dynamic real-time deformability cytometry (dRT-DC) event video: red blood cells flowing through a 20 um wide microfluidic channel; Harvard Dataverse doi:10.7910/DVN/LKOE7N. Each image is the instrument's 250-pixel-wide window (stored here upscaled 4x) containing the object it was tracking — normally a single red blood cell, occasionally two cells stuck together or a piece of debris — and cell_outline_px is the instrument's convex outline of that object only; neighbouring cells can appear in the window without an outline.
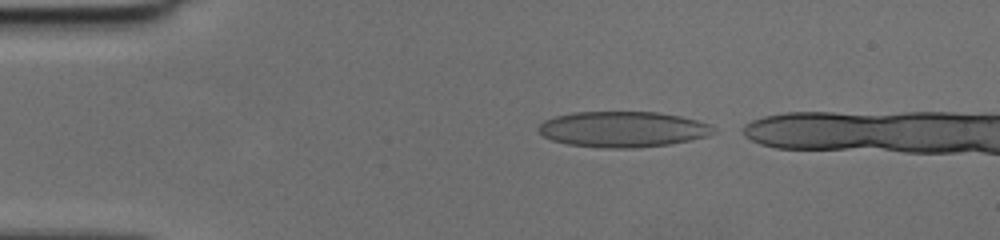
{"species": "human", "species_latin": "Homo sapiens", "temperature_condition": "cold", "stored_images_in_passage": 36, "camera_frame_rate_fps": 3000, "um_per_image_px": 0.085, "donor": {"sex": "female"}, "frame": {"image": 1, "passage_image": 2, "time_ms": 0.333, "image_size_px": [1000, 240], "cell_outline_px": [[716, 132], [708, 136], [692, 140], [668, 144], [636, 148], [600, 148], [568, 144], [552, 140], [544, 136], [540, 132], [540, 124], [544, 120], [556, 116], [572, 112], [656, 112], [680, 116], [696, 120], [708, 124]], "centroid_in_image_um": [52.94, 10.99], "position_along_channel_um": 32.1, "area_um2": 36.3}}
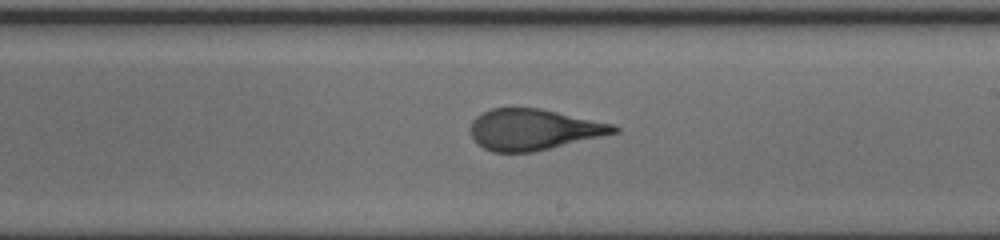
{"frame": {"image": 2, "passage_image": 21, "time_ms": 6.667, "image_size_px": [1000, 240], "cell_outline_px": [[620, 132], [532, 152], [492, 152], [476, 144], [472, 136], [472, 120], [476, 116], [492, 108], [540, 108], [612, 124], [620, 128]], "centroid_in_image_um": [45.34, 11.01], "position_along_channel_um": 243.7, "area_um2": 33.93}}
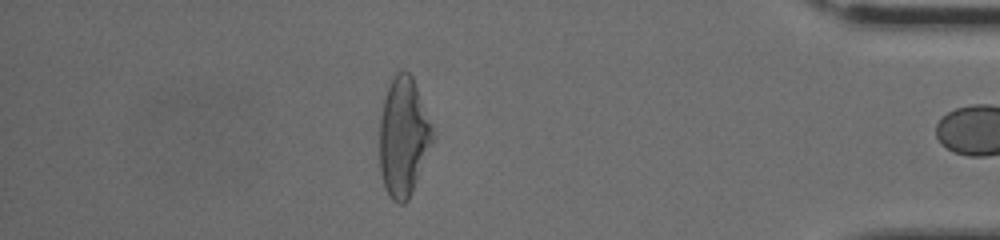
{"frame": {"image": 3, "passage_image": 35, "time_ms": 11.333, "image_size_px": [1000, 240], "cell_outline_px": [[432, 140], [408, 200], [404, 204], [396, 204], [392, 200], [384, 184], [380, 172], [380, 120], [384, 100], [388, 84], [392, 76], [400, 68], [404, 68], [412, 76], [432, 128]], "centroid_in_image_um": [34.25, 11.6], "position_along_channel_um": 401.0, "area_um2": 36.01}}